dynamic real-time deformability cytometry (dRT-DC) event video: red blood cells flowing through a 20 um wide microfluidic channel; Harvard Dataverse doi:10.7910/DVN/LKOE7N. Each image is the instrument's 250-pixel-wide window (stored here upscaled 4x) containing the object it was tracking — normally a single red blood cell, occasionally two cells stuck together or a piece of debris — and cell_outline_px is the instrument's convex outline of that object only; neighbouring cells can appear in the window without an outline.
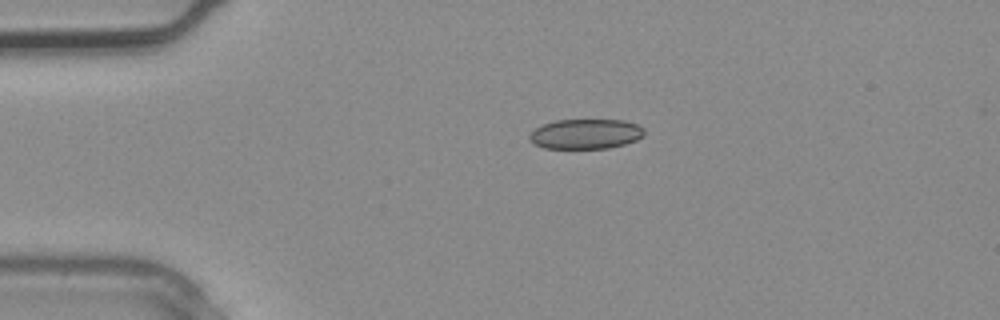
{"species": "common noctule bat (a hibernating species)", "species_latin": "Nyctalus noctula", "temperature_condition": "warm", "stored_images_in_passage": 2, "camera_frame_rate_fps": 3000, "um_per_image_px": 0.085, "animal": {"sex": "male", "body_mass_g": 20.4}, "frame": {"image": 1, "passage_image": 1, "time_ms": 0.0, "image_size_px": [1000, 320], "cell_outline_px": [[644, 132], [636, 140], [624, 144], [608, 148], [544, 148], [528, 140], [528, 136], [536, 128], [544, 124], [556, 120], [624, 120], [636, 124], [644, 128]], "centroid_in_image_um": [49.76, 11.38], "position_along_channel_um": 35.2, "area_um2": 19.83}}